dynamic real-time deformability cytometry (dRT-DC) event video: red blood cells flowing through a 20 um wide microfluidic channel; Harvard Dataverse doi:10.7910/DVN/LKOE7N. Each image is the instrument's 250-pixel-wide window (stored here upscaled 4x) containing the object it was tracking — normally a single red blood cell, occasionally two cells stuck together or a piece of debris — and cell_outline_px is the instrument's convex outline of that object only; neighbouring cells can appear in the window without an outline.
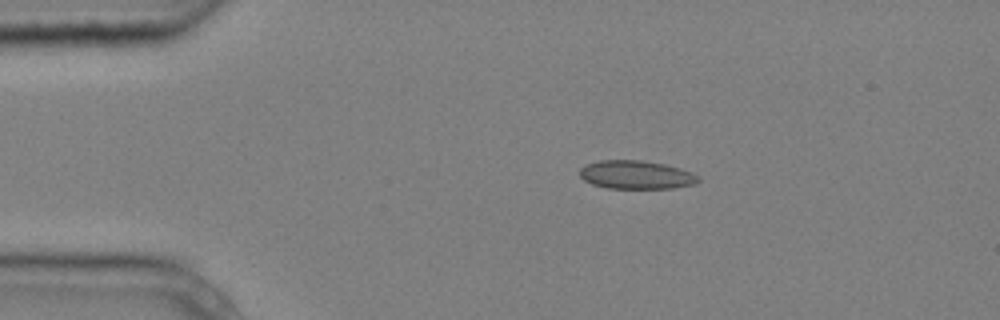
{"species": "common noctule bat (a hibernating species)", "species_latin": "Nyctalus noctula", "temperature_condition": "cold", "stored_images_in_passage": 7, "camera_frame_rate_fps": 3000, "um_per_image_px": 0.085, "animal": {"sex": "male", "body_mass_g": 20.4}, "frame": {"image": 1, "passage_image": 1, "time_ms": 0.0, "image_size_px": [1000, 320], "cell_outline_px": [[700, 180], [696, 184], [672, 188], [608, 188], [592, 184], [584, 180], [580, 176], [580, 168], [588, 164], [600, 160], [640, 160], [664, 164], [680, 168], [692, 172]], "centroid_in_image_um": [54.08, 14.86], "position_along_channel_um": 30.9, "area_um2": 19.54}}
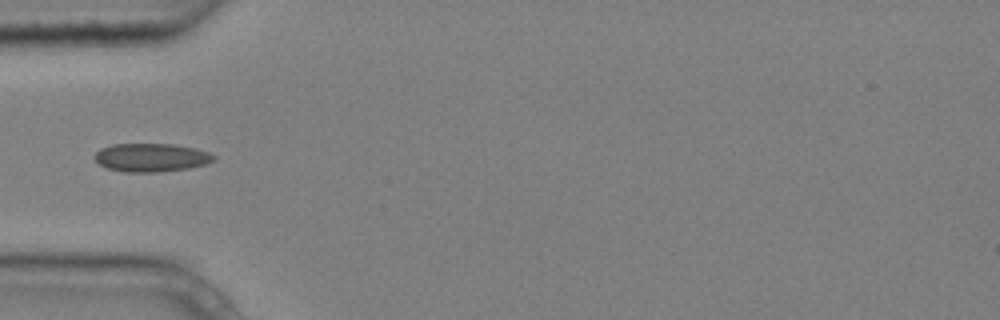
{"frame": {"image": 2, "passage_image": 3, "time_ms": 0.667, "image_size_px": [1000, 320], "cell_outline_px": [[216, 160], [204, 164], [188, 168], [156, 172], [124, 172], [108, 168], [100, 164], [92, 156], [100, 148], [112, 144], [172, 144], [196, 148], [208, 152], [216, 156]], "centroid_in_image_um": [12.84, 13.38], "position_along_channel_um": 72.2, "area_um2": 19.71}}
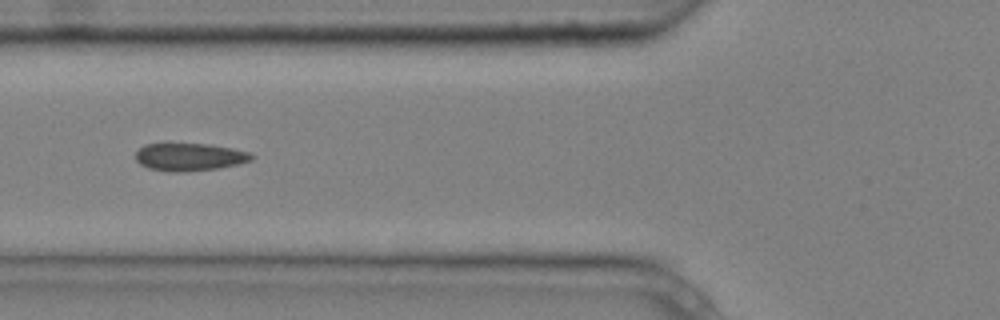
{"frame": {"image": 3, "passage_image": 4, "time_ms": 1.0, "image_size_px": [1000, 320], "cell_outline_px": [[256, 156], [252, 160], [240, 164], [220, 168], [184, 172], [172, 172], [148, 168], [140, 164], [136, 160], [136, 152], [144, 144], [164, 140], [208, 144], [232, 148], [248, 152]], "centroid_in_image_um": [16.07, 13.29], "position_along_channel_um": 109.7, "area_um2": 19.71}}